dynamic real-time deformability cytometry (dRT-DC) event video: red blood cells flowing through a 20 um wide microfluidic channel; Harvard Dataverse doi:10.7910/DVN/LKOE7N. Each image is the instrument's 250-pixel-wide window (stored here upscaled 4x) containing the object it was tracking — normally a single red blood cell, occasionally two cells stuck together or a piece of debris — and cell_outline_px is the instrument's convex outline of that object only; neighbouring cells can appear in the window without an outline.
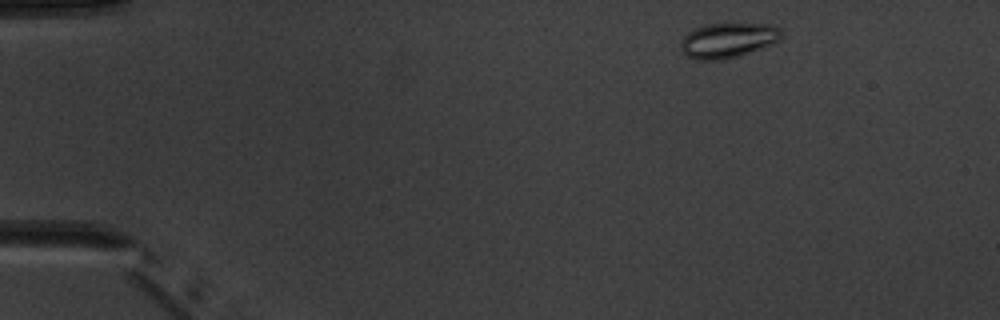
{"species": "common noctule bat (a hibernating species)", "species_latin": "Nyctalus noctula", "temperature_condition": "warm", "stored_images_in_passage": 5, "camera_frame_rate_fps": 3000, "um_per_image_px": 0.085, "animal": {"sex": "male", "body_mass_g": 20.1, "forearm_length_mm": 53.5}, "frame": {"image": 1, "passage_image": 1, "time_ms": 0.0, "image_size_px": [1000, 320], "cell_outline_px": [[780, 40], [740, 56], [724, 60], [696, 60], [688, 56], [680, 48], [680, 40], [688, 32], [696, 28], [708, 24], [772, 24], [780, 28]], "centroid_in_image_um": [61.85, 3.43], "position_along_channel_um": 23.2, "area_um2": 20.4}}
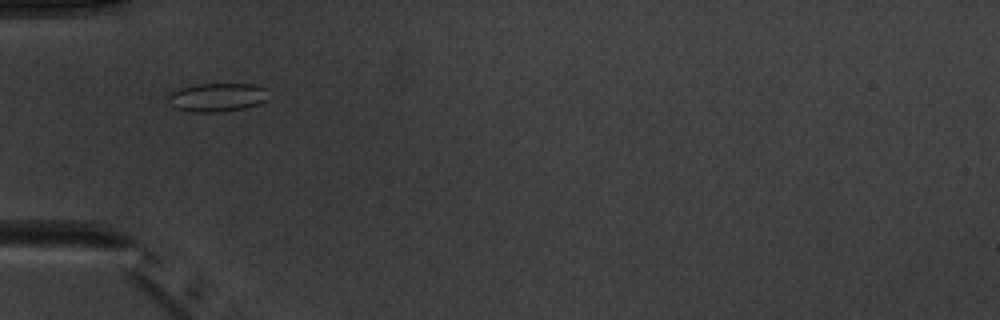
{"frame": {"image": 2, "passage_image": 4, "time_ms": 3.333, "image_size_px": [1000, 320], "cell_outline_px": [[268, 100], [260, 104], [244, 108], [220, 112], [192, 112], [176, 108], [168, 100], [168, 96], [172, 92], [180, 88], [200, 84], [252, 84], [268, 88]], "centroid_in_image_um": [18.53, 8.27], "position_along_channel_um": 66.5, "area_um2": 16.76}}
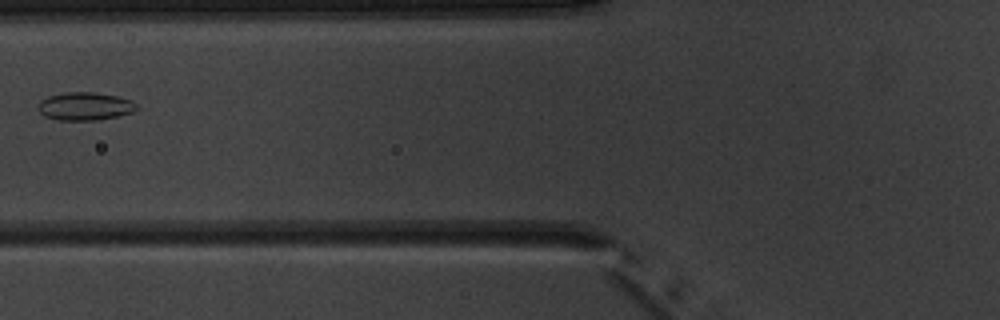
{"frame": {"image": 3, "passage_image": 5, "time_ms": 4.667, "image_size_px": [1000, 320], "cell_outline_px": [[140, 108], [132, 112], [120, 116], [96, 120], [60, 120], [44, 116], [36, 108], [36, 104], [40, 100], [48, 96], [64, 92], [96, 92], [120, 96], [132, 100]], "centroid_in_image_um": [7.23, 9.02], "position_along_channel_um": 118.6, "area_um2": 16.47}}